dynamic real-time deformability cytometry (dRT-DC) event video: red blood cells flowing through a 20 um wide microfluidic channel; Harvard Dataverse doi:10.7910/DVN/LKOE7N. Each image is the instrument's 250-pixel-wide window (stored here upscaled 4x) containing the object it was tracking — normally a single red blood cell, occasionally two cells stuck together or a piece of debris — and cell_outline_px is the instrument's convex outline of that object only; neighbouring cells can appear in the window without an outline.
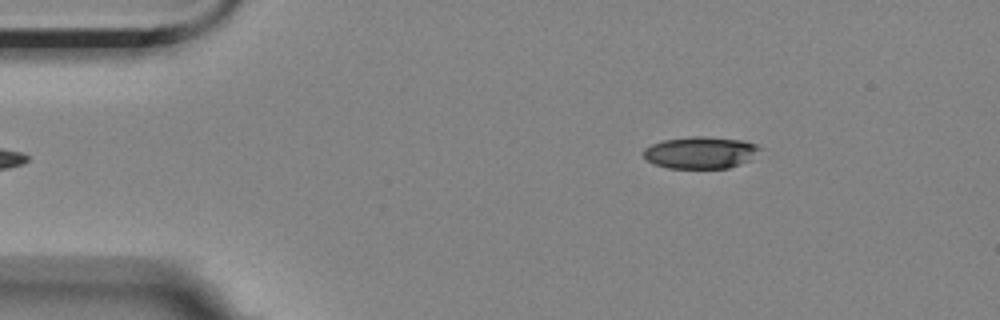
{"species": "Egyptian fruit bat (a non-hibernating species)", "species_latin": "Rousettus aegyptiacus", "temperature_condition": "room temperature", "stored_images_in_passage": 2, "camera_frame_rate_fps": 3000, "um_per_image_px": 0.085, "animal": {"sex": "female"}, "frame": {"image": 1, "passage_image": 2, "time_ms": 1.0, "image_size_px": [1000, 320], "cell_outline_px": [[764, 148], [748, 160], [740, 164], [728, 168], [668, 168], [652, 164], [644, 160], [640, 152], [644, 148], [652, 144], [664, 140], [692, 136], [704, 136], [744, 140], [756, 144]], "centroid_in_image_um": [59.5, 12.97], "position_along_channel_um": 25.5, "area_um2": 22.02}}